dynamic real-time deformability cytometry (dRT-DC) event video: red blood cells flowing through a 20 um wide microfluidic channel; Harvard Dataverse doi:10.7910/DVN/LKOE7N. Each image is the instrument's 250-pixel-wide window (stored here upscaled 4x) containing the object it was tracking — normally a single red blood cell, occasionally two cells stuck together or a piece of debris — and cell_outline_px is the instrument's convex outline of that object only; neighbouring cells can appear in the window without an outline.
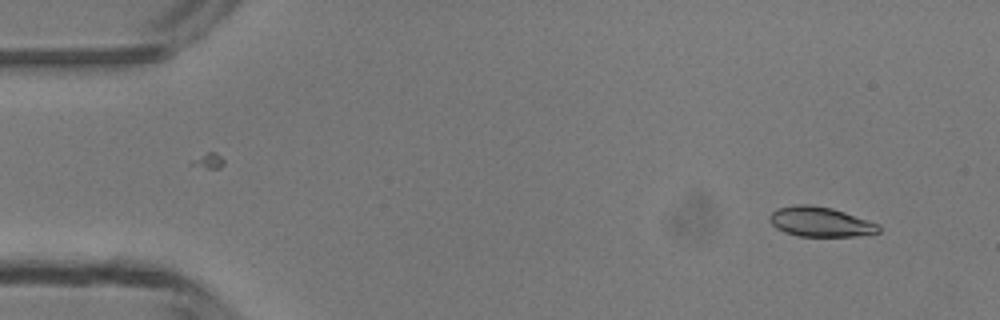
{"species": "common noctule bat (a hibernating species)", "species_latin": "Nyctalus noctula", "temperature_condition": "room temperature", "stored_images_in_passage": 4, "camera_frame_rate_fps": 3000, "um_per_image_px": 0.085, "animal": {"sex": "male", "body_mass_g": 13.3}, "frame": {"image": 1, "passage_image": 1, "time_ms": 0.0, "image_size_px": [1000, 320], "cell_outline_px": [[880, 232], [856, 236], [800, 236], [784, 232], [776, 228], [768, 220], [768, 216], [776, 208], [796, 204], [808, 204], [832, 208], [880, 224]], "centroid_in_image_um": [69.7, 18.85], "position_along_channel_um": 15.3, "area_um2": 19.02}}
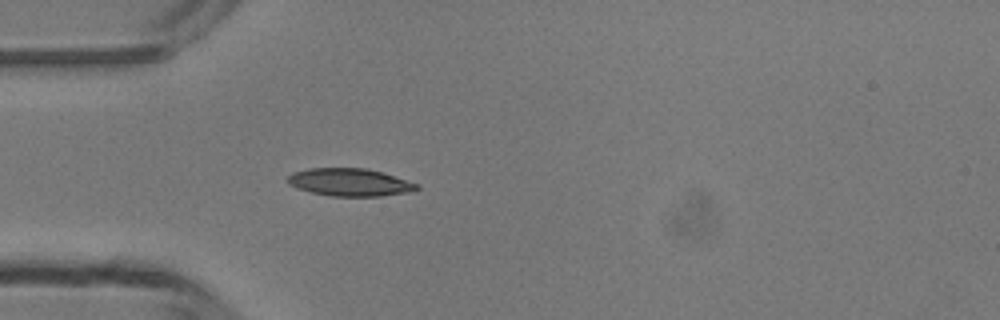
{"frame": {"image": 2, "passage_image": 4, "time_ms": 3.333, "image_size_px": [1000, 320], "cell_outline_px": [[420, 188], [408, 192], [380, 196], [332, 196], [312, 192], [288, 184], [288, 176], [292, 172], [308, 168], [368, 168], [416, 184]], "centroid_in_image_um": [29.68, 15.48], "position_along_channel_um": 55.3, "area_um2": 20.4}}